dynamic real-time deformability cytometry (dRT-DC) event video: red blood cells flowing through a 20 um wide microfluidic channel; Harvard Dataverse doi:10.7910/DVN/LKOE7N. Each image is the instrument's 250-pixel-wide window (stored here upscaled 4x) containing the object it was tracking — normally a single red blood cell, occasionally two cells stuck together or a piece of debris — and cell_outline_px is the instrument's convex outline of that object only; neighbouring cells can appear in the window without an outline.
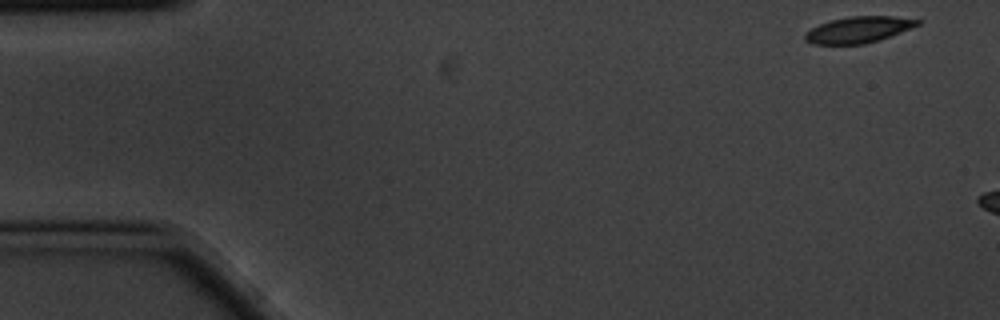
{"species": "common noctule bat (a hibernating species)", "species_latin": "Nyctalus noctula", "temperature_condition": "cold", "stored_images_in_passage": 3, "camera_frame_rate_fps": 3000, "um_per_image_px": 0.085, "animal": {"sex": "male", "body_mass_g": 20.1, "forearm_length_mm": 53.5}, "frame": {"image": 1, "passage_image": 1, "time_ms": 0.0, "image_size_px": [1000, 320], "cell_outline_px": [[920, 24], [880, 40], [864, 44], [812, 44], [804, 40], [804, 32], [820, 24], [832, 20], [848, 16], [892, 16], [920, 20]], "centroid_in_image_um": [72.93, 2.53], "position_along_channel_um": 12.1, "area_um2": 17.11}}